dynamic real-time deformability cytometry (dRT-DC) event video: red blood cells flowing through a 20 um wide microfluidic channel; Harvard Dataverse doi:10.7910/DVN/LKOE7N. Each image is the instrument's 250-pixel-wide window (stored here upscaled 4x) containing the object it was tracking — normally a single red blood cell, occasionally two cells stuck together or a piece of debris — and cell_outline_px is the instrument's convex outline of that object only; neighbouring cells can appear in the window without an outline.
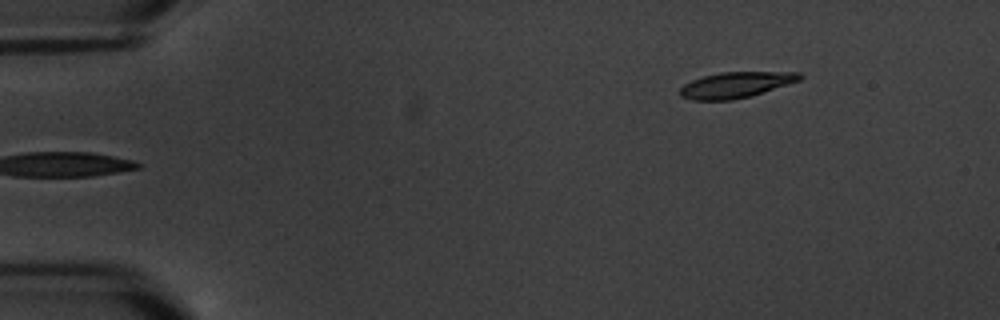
{"species": "common noctule bat (a hibernating species)", "species_latin": "Nyctalus noctula", "temperature_condition": "warm", "stored_images_in_passage": 6, "segment_of_instrument_passage": [2, 2], "camera_frame_rate_fps": 3000, "um_per_image_px": 0.085, "animal": {"sex": "male", "body_mass_g": 20.1, "forearm_length_mm": 53.5}, "frame": {"image": 1, "passage_image": 6, "time_ms": 6.667, "image_size_px": [1000, 320], "cell_outline_px": [[804, 76], [800, 80], [752, 96], [732, 100], [692, 100], [680, 96], [680, 88], [684, 84], [692, 80], [704, 76], [720, 72], [800, 72]], "centroid_in_image_um": [62.55, 7.22], "position_along_channel_um": 22.4, "area_um2": 18.03}}